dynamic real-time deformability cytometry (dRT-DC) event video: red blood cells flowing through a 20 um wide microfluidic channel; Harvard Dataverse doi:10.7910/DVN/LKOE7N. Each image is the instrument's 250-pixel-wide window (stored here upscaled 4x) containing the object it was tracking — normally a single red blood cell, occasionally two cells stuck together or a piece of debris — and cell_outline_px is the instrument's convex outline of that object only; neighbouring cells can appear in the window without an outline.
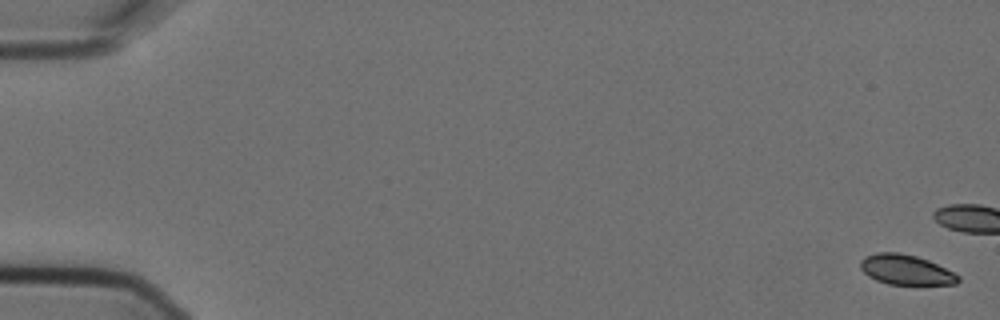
{"species": "Egyptian fruit bat (a non-hibernating species)", "species_latin": "Rousettus aegyptiacus", "temperature_condition": "cold", "stored_images_in_passage": 5, "camera_frame_rate_fps": 3000, "um_per_image_px": 0.085, "animal": {"sex": "female"}, "frame": {"image": 1, "passage_image": 1, "time_ms": 0.0, "image_size_px": [1000, 320], "cell_outline_px": [[960, 280], [956, 284], [888, 284], [876, 280], [868, 276], [860, 268], [860, 260], [864, 256], [876, 252], [900, 252], [916, 256], [928, 260], [960, 276]], "centroid_in_image_um": [76.96, 22.92], "position_along_channel_um": 8.0, "area_um2": 17.05}}